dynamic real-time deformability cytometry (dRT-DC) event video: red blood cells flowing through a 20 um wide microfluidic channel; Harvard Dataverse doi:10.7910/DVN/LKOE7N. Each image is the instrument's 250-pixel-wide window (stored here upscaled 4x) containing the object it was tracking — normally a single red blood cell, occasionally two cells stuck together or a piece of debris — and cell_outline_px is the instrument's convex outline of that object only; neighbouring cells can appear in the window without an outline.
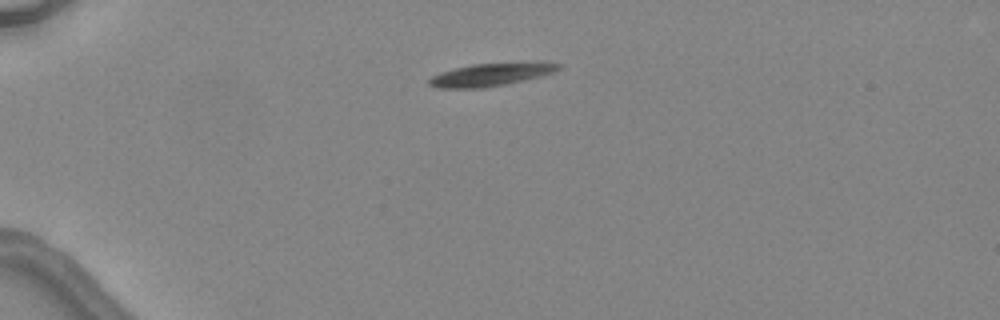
{"species": "common noctule bat (a hibernating species)", "species_latin": "Nyctalus noctula", "temperature_condition": "warm", "stored_images_in_passage": 3, "camera_frame_rate_fps": 3000, "um_per_image_px": 0.085, "animal": {"sex": "female", "body_mass_g": 24.6, "forearm_length_mm": 56.2}, "frame": {"image": 1, "passage_image": 1, "time_ms": 0.0, "image_size_px": [1000, 320], "cell_outline_px": [[560, 68], [552, 72], [540, 76], [524, 80], [504, 84], [480, 88], [436, 88], [428, 84], [428, 80], [432, 76], [440, 72], [472, 64], [560, 64]], "centroid_in_image_um": [41.55, 6.38], "position_along_channel_um": 43.5, "area_um2": 16.24}}